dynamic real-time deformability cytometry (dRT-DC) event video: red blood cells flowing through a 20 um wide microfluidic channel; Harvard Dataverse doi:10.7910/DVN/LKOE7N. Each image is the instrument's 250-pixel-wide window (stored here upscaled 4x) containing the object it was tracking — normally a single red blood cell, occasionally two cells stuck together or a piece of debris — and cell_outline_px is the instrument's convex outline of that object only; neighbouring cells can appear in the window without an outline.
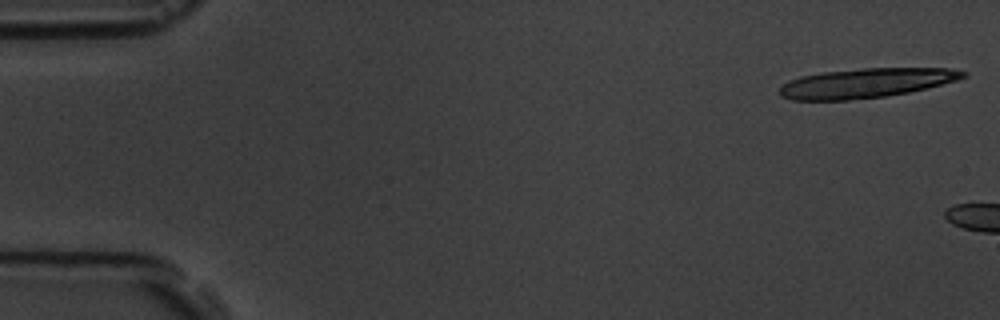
{"species": "common noctule bat (a hibernating species)", "species_latin": "Nyctalus noctula", "temperature_condition": "room temperature", "stored_images_in_passage": 2, "camera_frame_rate_fps": 3000, "um_per_image_px": 0.085, "animal": {"sex": "male", "body_mass_g": 19.5, "forearm_length_mm": 54.6}, "frame": {"image": 1, "passage_image": 1, "time_ms": 0.0, "image_size_px": [1000, 320], "cell_outline_px": [[968, 76], [956, 80], [908, 92], [884, 96], [848, 100], [792, 100], [780, 96], [776, 92], [788, 80], [800, 76], [824, 72], [860, 68], [948, 68], [968, 72]], "centroid_in_image_um": [73.56, 7.05], "position_along_channel_um": 11.4, "area_um2": 31.44}}